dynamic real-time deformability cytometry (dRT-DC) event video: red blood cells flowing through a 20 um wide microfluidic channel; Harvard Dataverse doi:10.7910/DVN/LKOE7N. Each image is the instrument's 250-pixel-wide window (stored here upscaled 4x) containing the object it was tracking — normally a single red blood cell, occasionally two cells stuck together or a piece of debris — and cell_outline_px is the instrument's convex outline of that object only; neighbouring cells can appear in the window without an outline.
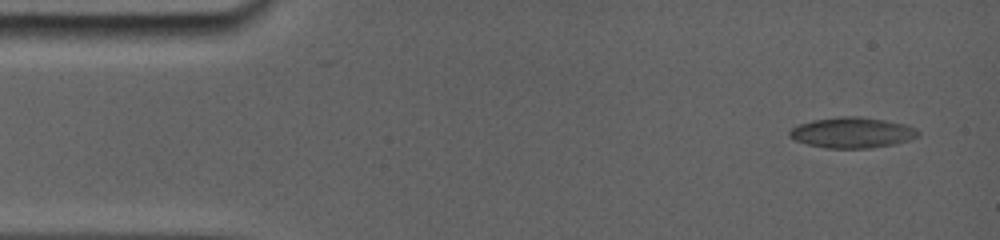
{"species": "common noctule bat (a hibernating species)", "species_latin": "Nyctalus noctula", "temperature_condition": "room temperature", "stored_images_in_passage": 6, "camera_frame_rate_fps": 5000, "um_per_image_px": 0.085, "animal": {"sex": "female", "body_mass_g": 19.0, "forearm_length_mm": 56.7}, "frame": {"image": 1, "passage_image": 1, "time_ms": 0.0, "image_size_px": [1000, 240], "cell_outline_px": [[916, 136], [884, 144], [852, 148], [836, 148], [812, 144], [800, 140], [792, 136], [788, 132], [792, 128], [800, 124], [816, 120], [880, 120], [900, 124], [912, 128], [916, 132]], "centroid_in_image_um": [72.33, 11.3], "position_along_channel_um": 12.7, "area_um2": 19.77}}
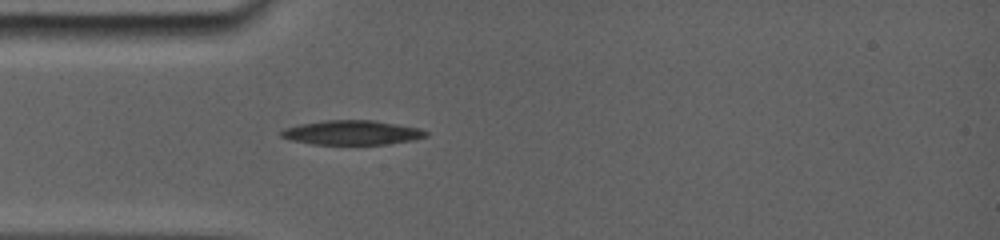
{"frame": {"image": 2, "passage_image": 5, "time_ms": 3.6, "image_size_px": [1000, 240], "cell_outline_px": [[428, 132], [424, 136], [408, 140], [384, 144], [316, 144], [296, 140], [280, 136], [280, 132], [288, 128], [300, 124], [328, 120], [372, 120], [416, 128]], "centroid_in_image_um": [29.88, 11.26], "position_along_channel_um": 55.1, "area_um2": 19.71}}
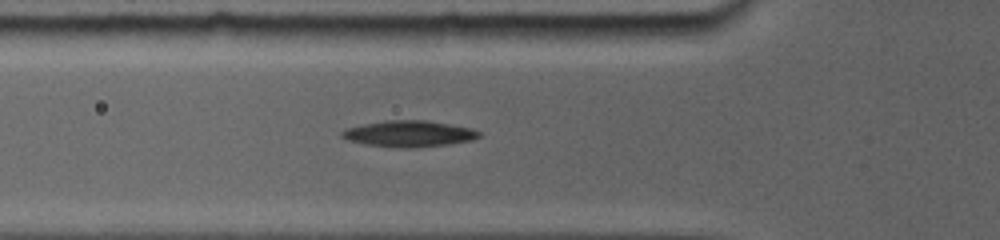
{"frame": {"image": 3, "passage_image": 6, "time_ms": 4.6, "image_size_px": [1000, 240], "cell_outline_px": [[480, 136], [468, 140], [444, 144], [404, 148], [368, 144], [352, 140], [344, 136], [344, 132], [348, 128], [388, 120], [424, 120], [448, 124], [468, 128], [480, 132]], "centroid_in_image_um": [34.81, 11.35], "position_along_channel_um": 91.0, "area_um2": 19.71}}